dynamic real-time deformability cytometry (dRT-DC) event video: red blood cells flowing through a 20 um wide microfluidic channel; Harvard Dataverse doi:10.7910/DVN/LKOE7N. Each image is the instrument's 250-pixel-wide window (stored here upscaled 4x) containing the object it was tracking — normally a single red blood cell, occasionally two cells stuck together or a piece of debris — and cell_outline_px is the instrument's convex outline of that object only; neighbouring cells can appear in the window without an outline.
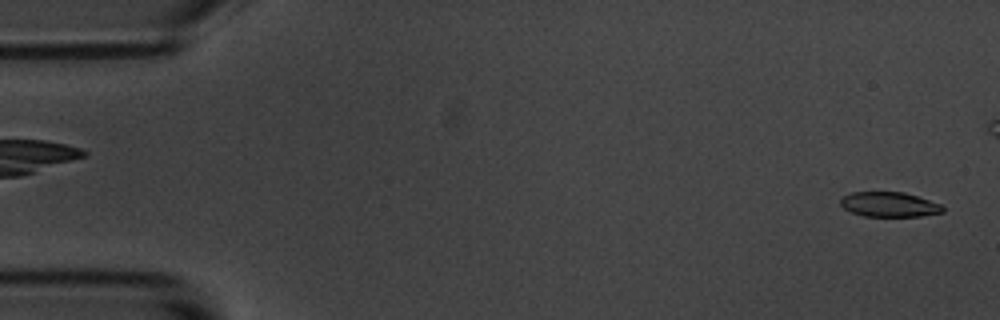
{"species": "common noctule bat (a hibernating species)", "species_latin": "Nyctalus noctula", "temperature_condition": "room temperature", "stored_images_in_passage": 4, "camera_frame_rate_fps": 3000, "um_per_image_px": 0.085, "animal": {"sex": "male", "body_mass_g": 20.1, "forearm_length_mm": 53.5}, "frame": {"image": 1, "passage_image": 4, "time_ms": 3.333, "image_size_px": [1000, 320], "cell_outline_px": [[944, 212], [920, 216], [864, 216], [852, 212], [844, 208], [840, 204], [840, 200], [844, 196], [852, 192], [904, 192], [940, 204], [944, 208]], "centroid_in_image_um": [75.58, 17.38], "position_along_channel_um": 9.4, "area_um2": 14.62}}